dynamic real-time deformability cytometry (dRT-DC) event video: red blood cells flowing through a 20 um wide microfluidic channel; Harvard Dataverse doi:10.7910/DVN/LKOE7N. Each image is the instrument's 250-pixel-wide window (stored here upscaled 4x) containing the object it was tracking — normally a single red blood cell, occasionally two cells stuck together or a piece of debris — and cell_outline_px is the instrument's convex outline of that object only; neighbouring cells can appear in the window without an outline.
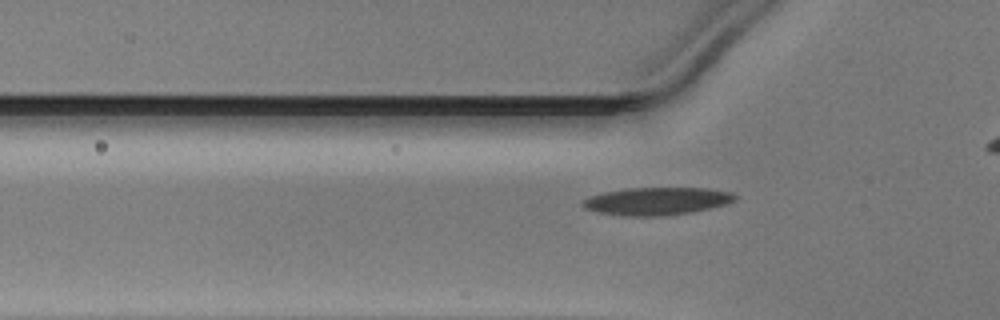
{"species": "Egyptian fruit bat (a non-hibernating species)", "species_latin": "Rousettus aegyptiacus", "temperature_condition": "warm", "stored_images_in_passage": 36, "camera_frame_rate_fps": 3000, "um_per_image_px": 0.085, "animal": {"sex": "male"}, "frame": {"image": 1, "passage_image": 9, "time_ms": 2.667, "image_size_px": [1000, 320], "cell_outline_px": [[736, 200], [724, 204], [692, 212], [656, 216], [624, 216], [596, 212], [584, 208], [580, 204], [588, 196], [604, 192], [628, 188], [708, 188], [732, 192], [736, 196]], "centroid_in_image_um": [55.78, 17.09], "position_along_channel_um": 70.0, "area_um2": 24.51}}
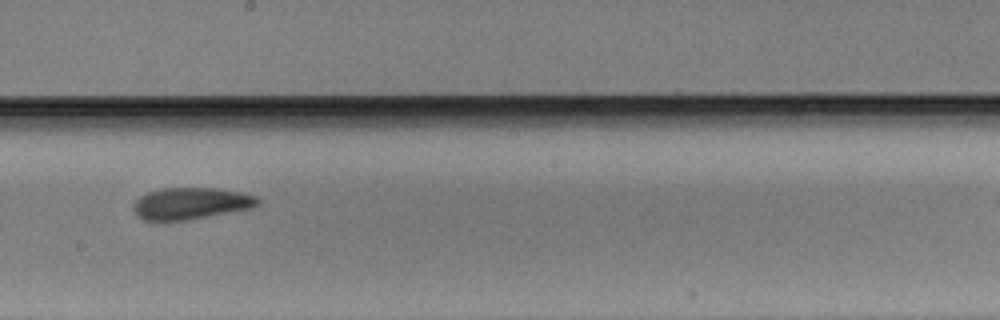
{"frame": {"image": 2, "passage_image": 21, "time_ms": 6.667, "image_size_px": [1000, 320], "cell_outline_px": [[260, 204], [252, 208], [188, 220], [144, 220], [132, 208], [132, 204], [140, 196], [148, 192], [164, 188], [216, 188], [240, 192], [256, 196], [260, 200]], "centroid_in_image_um": [16.25, 17.28], "position_along_channel_um": 232.0, "area_um2": 22.89}}
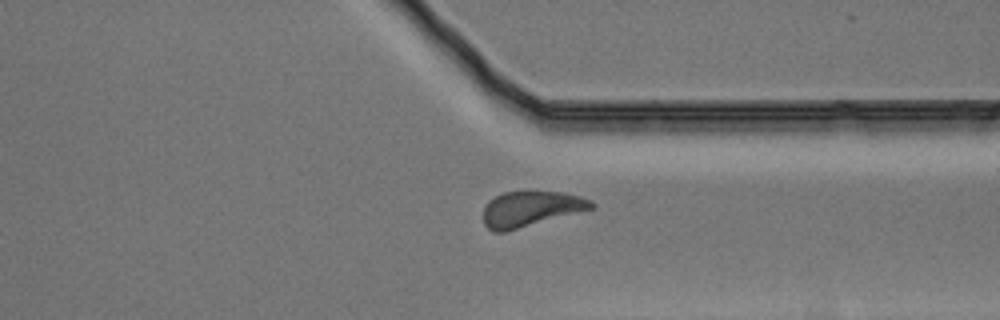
{"frame": {"image": 3, "passage_image": 31, "time_ms": 10.0, "image_size_px": [1000, 320], "cell_outline_px": [[596, 204], [592, 208], [504, 232], [492, 232], [484, 224], [484, 208], [488, 200], [504, 192], [564, 192], [580, 196], [592, 200]], "centroid_in_image_um": [45.09, 17.75], "position_along_channel_um": 366.3, "area_um2": 21.91}}